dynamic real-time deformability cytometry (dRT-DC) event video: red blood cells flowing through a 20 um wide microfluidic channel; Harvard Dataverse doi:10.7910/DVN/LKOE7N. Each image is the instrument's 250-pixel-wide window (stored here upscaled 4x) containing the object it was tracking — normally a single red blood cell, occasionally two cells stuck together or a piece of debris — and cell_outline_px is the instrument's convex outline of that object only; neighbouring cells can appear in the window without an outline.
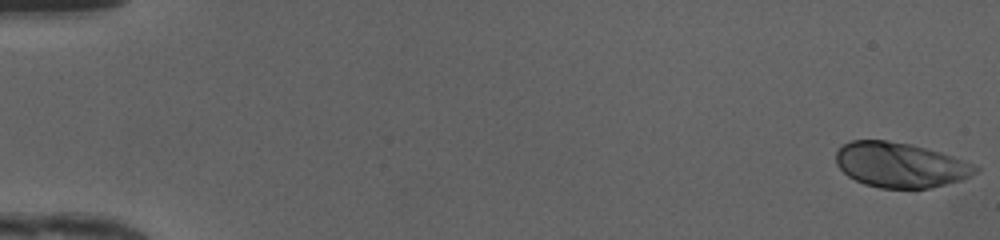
{"species": "human", "species_latin": "Homo sapiens", "temperature_condition": "cold", "stored_images_in_passage": 49, "camera_frame_rate_fps": 3000, "um_per_image_px": 0.085, "donor": {"sex": "female"}, "frame": {"image": 1, "passage_image": 1, "time_ms": 0.0, "image_size_px": [1000, 240], "cell_outline_px": [[980, 168], [972, 176], [960, 180], [928, 188], [880, 188], [864, 184], [848, 176], [836, 164], [836, 152], [844, 144], [852, 140], [888, 140], [912, 144], [940, 152], [952, 156], [972, 164]], "centroid_in_image_um": [76.5, 14.01], "position_along_channel_um": 8.5, "area_um2": 36.36}}
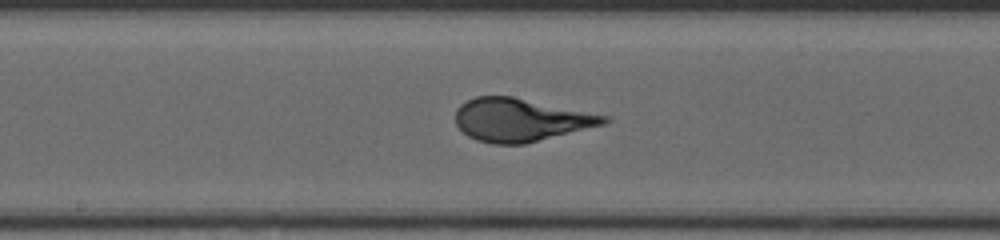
{"frame": {"image": 2, "passage_image": 27, "time_ms": 8.667, "image_size_px": [1000, 240], "cell_outline_px": [[612, 120], [604, 124], [524, 144], [492, 144], [476, 140], [468, 136], [456, 124], [456, 108], [460, 104], [476, 96], [512, 96], [608, 116]], "centroid_in_image_um": [44.22, 10.19], "position_along_channel_um": 204.0, "area_um2": 36.93}}
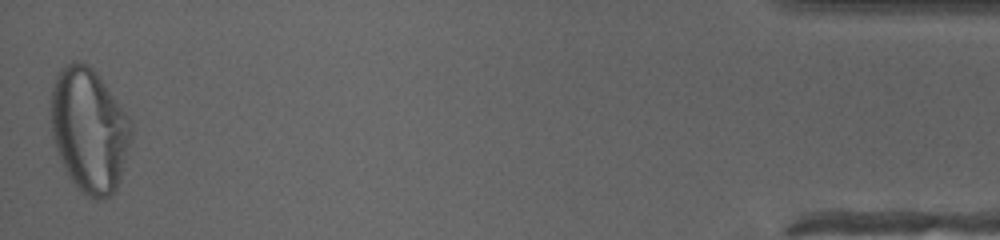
{"frame": {"image": 3, "passage_image": 49, "time_ms": 16.0, "image_size_px": [1000, 240], "cell_outline_px": [[132, 136], [120, 180], [116, 188], [104, 200], [96, 200], [80, 192], [76, 188], [68, 176], [64, 168], [56, 148], [52, 136], [52, 88], [56, 76], [60, 68], [64, 64], [72, 60], [80, 60], [88, 64], [96, 72], [132, 120]], "centroid_in_image_um": [7.59, 11.05], "position_along_channel_um": 427.6, "area_um2": 58.38}, "authors_computed_cell_mechanics": {"area_um2": 36.5874, "velocity_mm_per_s": 4.1892, "shape_relaxation_time_tau1_ms": 4.3592, "shape_relaxation_time_tau2_ms": null, "deformation_change_tau1": 0.2362, "deformation_change_tau2": null}}